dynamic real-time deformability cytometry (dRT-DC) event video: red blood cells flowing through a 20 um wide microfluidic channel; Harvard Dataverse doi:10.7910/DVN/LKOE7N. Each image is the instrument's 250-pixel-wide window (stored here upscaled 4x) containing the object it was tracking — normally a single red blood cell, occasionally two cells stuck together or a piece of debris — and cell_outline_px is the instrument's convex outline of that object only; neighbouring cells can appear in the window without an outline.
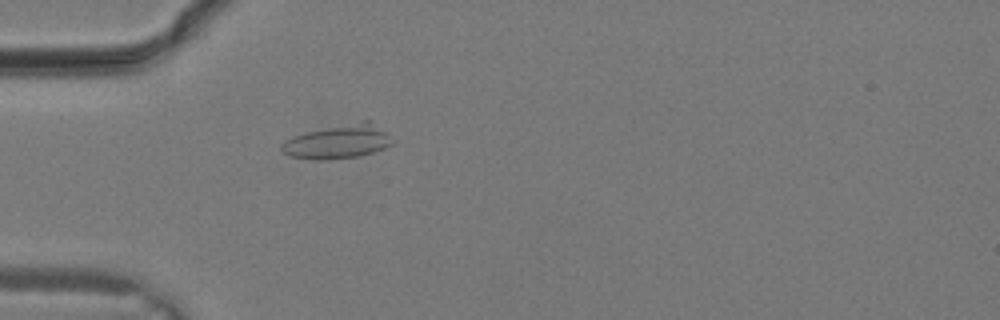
{"species": "common noctule bat (a hibernating species)", "species_latin": "Nyctalus noctula", "temperature_condition": "warm", "stored_images_in_passage": 14, "camera_frame_rate_fps": 3000, "um_per_image_px": 0.085, "animal": {"sex": "male", "body_mass_g": 19.2, "forearm_length_mm": 51.8}, "frame": {"image": 1, "passage_image": 1, "time_ms": 0.0, "image_size_px": [1000, 320], "cell_outline_px": [[396, 140], [392, 144], [384, 148], [360, 156], [324, 160], [316, 160], [292, 156], [280, 152], [280, 144], [284, 140], [292, 136], [308, 132], [364, 120], [368, 120], [388, 132]], "centroid_in_image_um": [28.75, 12.05], "position_along_channel_um": 56.2, "area_um2": 21.91}}
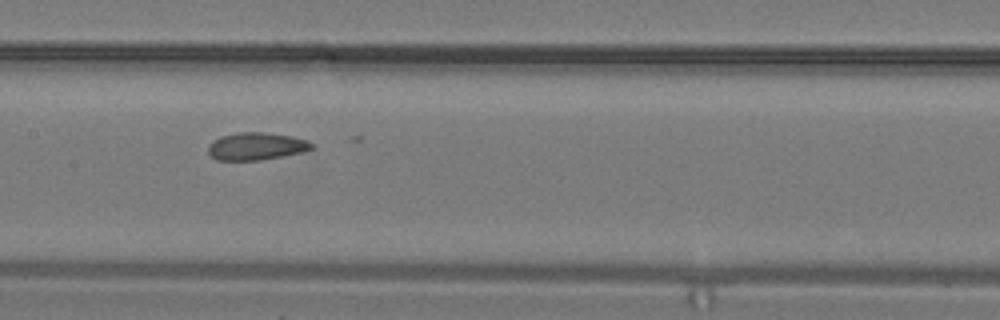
{"frame": {"image": 2, "passage_image": 7, "time_ms": 2.0, "image_size_px": [1000, 320], "cell_outline_px": [[316, 148], [300, 152], [260, 160], [216, 160], [208, 152], [208, 144], [212, 140], [220, 136], [236, 132], [264, 132], [288, 136], [304, 140], [316, 144]], "centroid_in_image_um": [21.74, 12.43], "position_along_channel_um": 185.7, "area_um2": 16.53}}
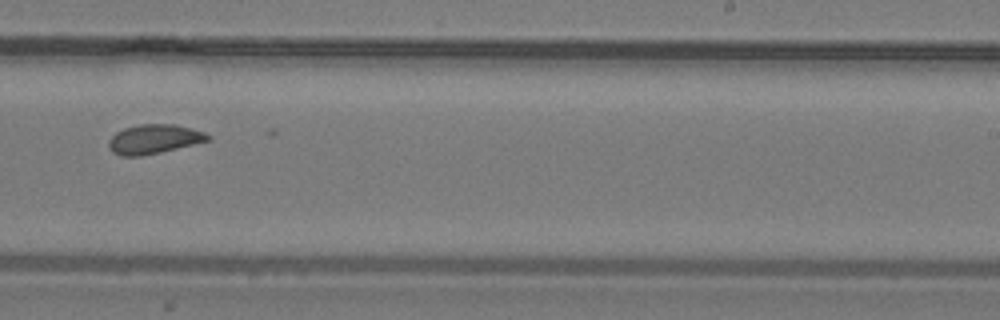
{"frame": {"image": 3, "passage_image": 11, "time_ms": 3.333, "image_size_px": [1000, 320], "cell_outline_px": [[212, 140], [160, 152], [140, 156], [120, 156], [112, 152], [108, 144], [108, 140], [116, 132], [124, 128], [140, 124], [176, 124], [192, 128], [204, 132], [212, 136]], "centroid_in_image_um": [13.11, 11.82], "position_along_channel_um": 275.9, "area_um2": 17.05}}